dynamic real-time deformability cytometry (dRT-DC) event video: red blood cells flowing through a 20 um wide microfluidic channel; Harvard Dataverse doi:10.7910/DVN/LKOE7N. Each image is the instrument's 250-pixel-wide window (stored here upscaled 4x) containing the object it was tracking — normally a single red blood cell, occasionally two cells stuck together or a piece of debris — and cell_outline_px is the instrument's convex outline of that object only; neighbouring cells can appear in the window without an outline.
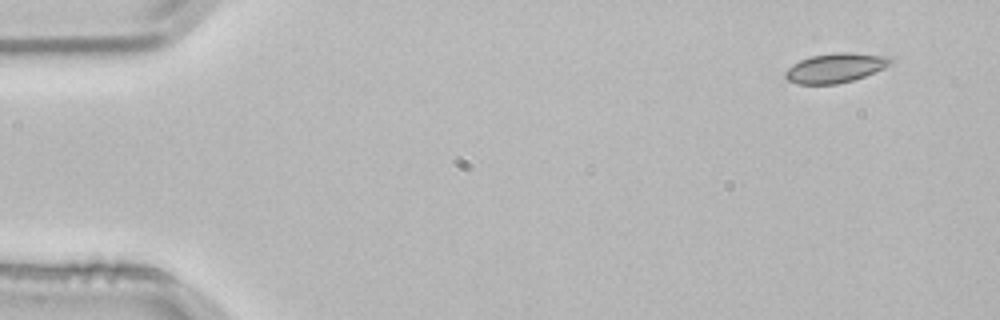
{"species": "common noctule bat (a hibernating species)", "species_latin": "Nyctalus noctula", "temperature_condition": "room temperature", "stored_images_in_passage": 4, "camera_frame_rate_fps": 3000, "um_per_image_px": 0.085, "animal": {"sex": "male", "body_mass_g": 21.5, "forearm_length_mm": 52.0}, "frame": {"image": 1, "passage_image": 1, "time_ms": 0.0, "image_size_px": [1000, 320], "cell_outline_px": [[892, 64], [884, 68], [864, 76], [852, 80], [836, 84], [796, 84], [788, 80], [784, 76], [784, 72], [792, 64], [800, 60], [812, 56], [836, 52], [852, 52], [892, 56]], "centroid_in_image_um": [71.02, 5.76], "position_along_channel_um": 14.0, "area_um2": 18.21}}